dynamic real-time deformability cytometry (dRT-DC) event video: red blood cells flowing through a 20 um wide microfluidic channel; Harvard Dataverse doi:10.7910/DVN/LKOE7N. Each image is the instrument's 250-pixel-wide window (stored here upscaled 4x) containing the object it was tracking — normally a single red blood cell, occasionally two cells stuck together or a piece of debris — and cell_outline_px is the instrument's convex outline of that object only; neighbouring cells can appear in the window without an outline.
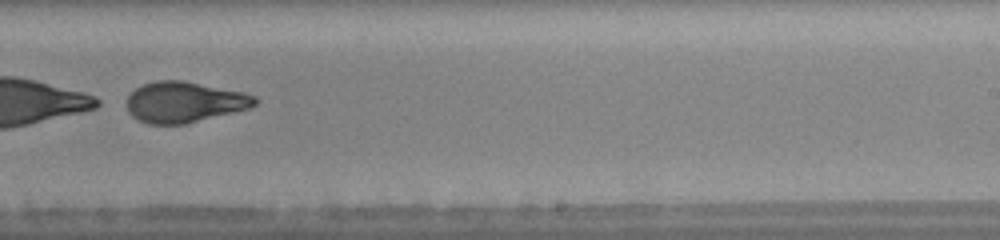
{"species": "human", "species_latin": "Homo sapiens", "temperature_condition": "warm", "stored_images_in_passage": 41, "segment_of_instrument_passage": [2, 2], "camera_frame_rate_fps": 3000, "um_per_image_px": 0.085, "donor": {"sex": "female"}, "frame": {"image": 1, "passage_image": 26, "time_ms": 8.333, "image_size_px": [1000, 240], "cell_outline_px": [[260, 100], [252, 108], [184, 124], [148, 124], [136, 120], [128, 112], [128, 96], [136, 88], [144, 84], [156, 80], [184, 80], [244, 92], [256, 96]], "centroid_in_image_um": [15.71, 8.68], "position_along_channel_um": 273.3, "area_um2": 30.69}}